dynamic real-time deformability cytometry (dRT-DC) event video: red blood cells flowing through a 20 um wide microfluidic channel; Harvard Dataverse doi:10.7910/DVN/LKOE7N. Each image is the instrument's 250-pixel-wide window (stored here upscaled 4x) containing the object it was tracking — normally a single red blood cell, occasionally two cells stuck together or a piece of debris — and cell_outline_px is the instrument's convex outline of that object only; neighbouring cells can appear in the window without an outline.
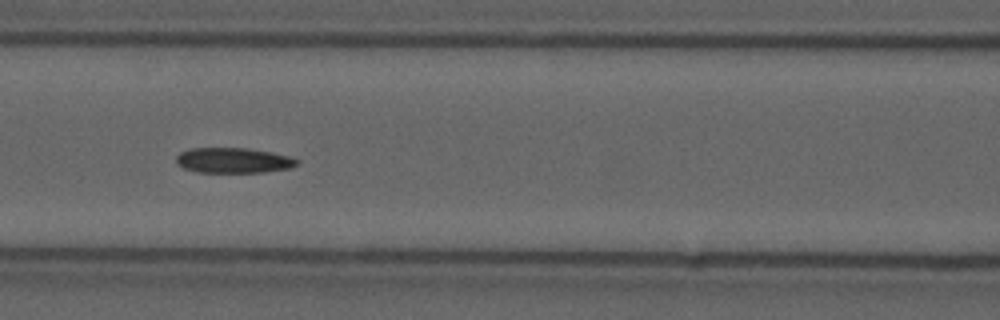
{"species": "common noctule bat (a hibernating species)", "species_latin": "Nyctalus noctula", "temperature_condition": "cold", "stored_images_in_passage": 9, "camera_frame_rate_fps": 3000, "um_per_image_px": 0.085, "animal": {"sex": "male", "forearm_length_mm": 52.5}, "frame": {"image": 1, "passage_image": 6, "time_ms": 1.667, "image_size_px": [1000, 320], "cell_outline_px": [[300, 164], [288, 168], [264, 172], [196, 172], [184, 168], [176, 164], [176, 156], [180, 152], [188, 148], [244, 148], [268, 152], [288, 156], [300, 160]], "centroid_in_image_um": [19.8, 13.63], "position_along_channel_um": 146.8, "area_um2": 17.74}}
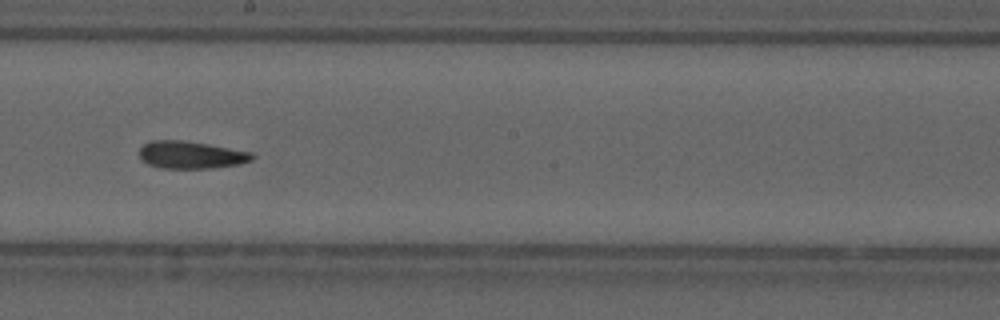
{"frame": {"image": 2, "passage_image": 8, "time_ms": 2.333, "image_size_px": [1000, 320], "cell_outline_px": [[256, 156], [252, 160], [240, 164], [208, 168], [160, 168], [148, 164], [140, 160], [140, 148], [144, 144], [152, 140], [184, 140], [208, 144], [252, 152]], "centroid_in_image_um": [16.23, 13.16], "position_along_channel_um": 232.0, "area_um2": 18.09}}
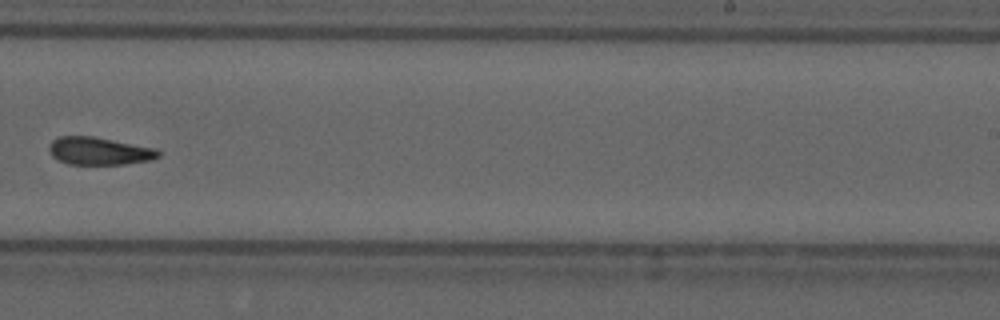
{"frame": {"image": 3, "passage_image": 9, "time_ms": 2.667, "image_size_px": [1000, 320], "cell_outline_px": [[160, 156], [152, 160], [124, 164], [68, 164], [52, 156], [48, 148], [52, 140], [60, 136], [92, 136], [156, 148], [160, 152]], "centroid_in_image_um": [8.44, 12.83], "position_along_channel_um": 280.6, "area_um2": 17.57}}